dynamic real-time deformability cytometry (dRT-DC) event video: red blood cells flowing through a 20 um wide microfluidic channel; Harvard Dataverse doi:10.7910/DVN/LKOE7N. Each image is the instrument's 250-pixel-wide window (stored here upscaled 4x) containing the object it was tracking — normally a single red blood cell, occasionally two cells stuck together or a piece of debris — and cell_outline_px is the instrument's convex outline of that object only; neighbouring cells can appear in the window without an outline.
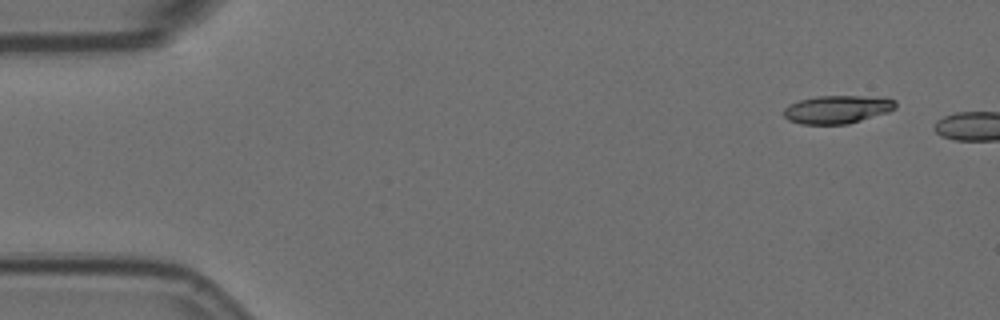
{"species": "Egyptian fruit bat (a non-hibernating species)", "species_latin": "Rousettus aegyptiacus", "temperature_condition": "room temperature", "stored_images_in_passage": 2, "camera_frame_rate_fps": 3000, "um_per_image_px": 0.085, "animal": {"sex": "female"}, "frame": {"image": 1, "passage_image": 1, "time_ms": 0.0, "image_size_px": [1000, 320], "cell_outline_px": [[896, 108], [888, 112], [848, 124], [800, 124], [788, 120], [784, 116], [784, 108], [788, 104], [800, 100], [816, 96], [884, 96], [896, 100]], "centroid_in_image_um": [71.19, 9.29], "position_along_channel_um": 13.8, "area_um2": 18.55}}